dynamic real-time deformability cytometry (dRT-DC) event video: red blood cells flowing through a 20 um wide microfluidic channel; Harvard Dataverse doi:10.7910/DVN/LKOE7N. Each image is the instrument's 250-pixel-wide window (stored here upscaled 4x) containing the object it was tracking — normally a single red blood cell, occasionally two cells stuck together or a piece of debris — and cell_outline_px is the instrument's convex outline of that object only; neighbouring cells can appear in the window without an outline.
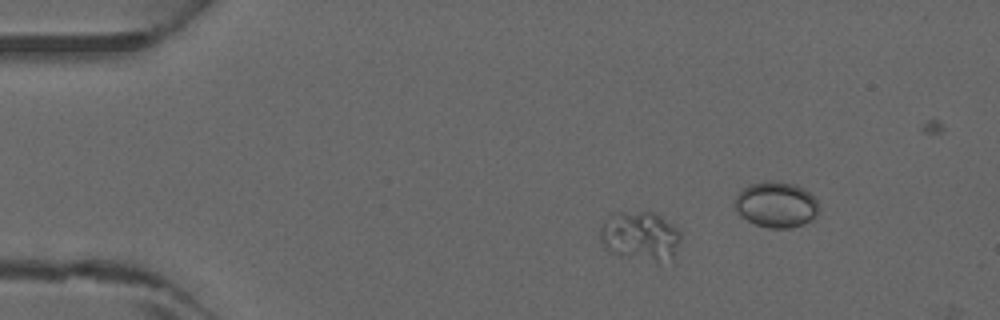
{"species": "common noctule bat (a hibernating species)", "species_latin": "Nyctalus noctula", "temperature_condition": "warm", "stored_images_in_passage": 2, "camera_frame_rate_fps": 3000, "um_per_image_px": 0.085, "animal": {"sex": "male", "forearm_length_mm": 52.5}, "frame": {"image": 1, "passage_image": 1, "time_ms": 0.0, "image_size_px": [1000, 320], "cell_outline_px": [[680, 240], [676, 256], [656, 260], [608, 252], [604, 248], [600, 240], [600, 228], [608, 216], [612, 212], [656, 212], [672, 224], [680, 232]], "centroid_in_image_um": [54.4, 20.01], "position_along_channel_um": 30.6, "area_um2": 22.72}}